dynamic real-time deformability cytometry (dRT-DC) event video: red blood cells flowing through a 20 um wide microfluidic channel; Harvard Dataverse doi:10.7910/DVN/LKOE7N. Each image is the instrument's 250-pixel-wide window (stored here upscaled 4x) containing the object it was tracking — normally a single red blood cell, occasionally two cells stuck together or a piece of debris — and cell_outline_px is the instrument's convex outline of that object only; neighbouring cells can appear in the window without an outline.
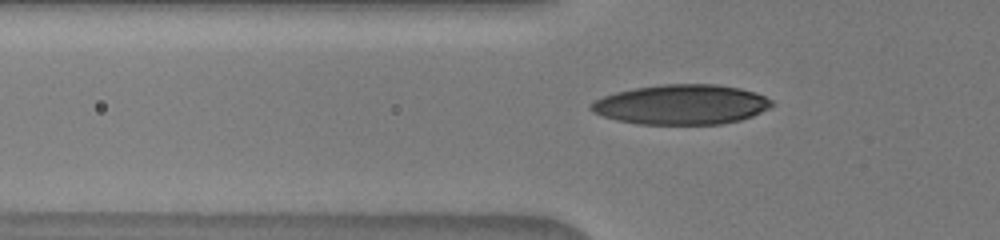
{"species": "human", "species_latin": "Homo sapiens", "temperature_condition": "warm", "stored_images_in_passage": 6, "segment_of_instrument_passage": [2, 2], "camera_frame_rate_fps": 3000, "um_per_image_px": 0.085, "donor": {"sex": "male"}, "frame": {"image": 1, "passage_image": 6, "time_ms": 5.333, "image_size_px": [1000, 240], "cell_outline_px": [[772, 104], [768, 108], [752, 116], [740, 120], [720, 124], [636, 124], [616, 120], [592, 112], [588, 108], [588, 104], [604, 96], [616, 92], [636, 88], [660, 84], [716, 84], [740, 88], [756, 92], [772, 100]], "centroid_in_image_um": [57.89, 8.88], "position_along_channel_um": 67.9, "area_um2": 42.02}}